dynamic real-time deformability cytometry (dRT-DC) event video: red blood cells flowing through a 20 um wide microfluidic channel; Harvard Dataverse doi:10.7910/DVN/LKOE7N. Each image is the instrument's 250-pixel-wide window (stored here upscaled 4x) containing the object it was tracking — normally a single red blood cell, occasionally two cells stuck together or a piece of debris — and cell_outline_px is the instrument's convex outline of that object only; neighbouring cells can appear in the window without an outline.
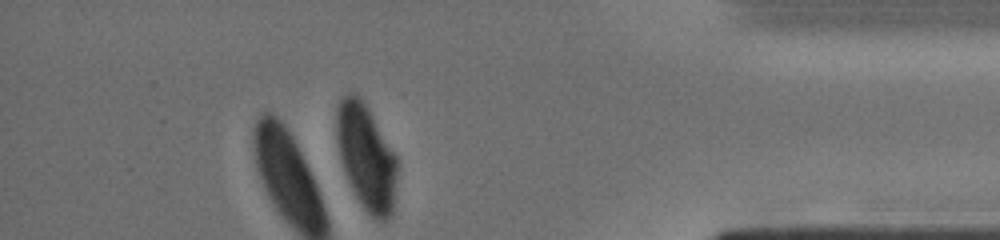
{"species": "human", "species_latin": "Homo sapiens", "temperature_condition": "cold", "stored_images_in_passage": 14, "camera_frame_rate_fps": 3000, "um_per_image_px": 0.085, "donor": {"sex": "male"}, "frame": {"image": 1, "passage_image": 12, "time_ms": 9.667, "image_size_px": [1000, 240], "cell_outline_px": [[396, 176], [392, 216], [388, 220], [376, 220], [360, 204], [348, 180], [340, 156], [336, 140], [336, 108], [340, 100], [348, 92], [356, 92], [364, 100], [396, 156]], "centroid_in_image_um": [31.11, 13.3], "position_along_channel_um": 404.1, "area_um2": 37.17}}